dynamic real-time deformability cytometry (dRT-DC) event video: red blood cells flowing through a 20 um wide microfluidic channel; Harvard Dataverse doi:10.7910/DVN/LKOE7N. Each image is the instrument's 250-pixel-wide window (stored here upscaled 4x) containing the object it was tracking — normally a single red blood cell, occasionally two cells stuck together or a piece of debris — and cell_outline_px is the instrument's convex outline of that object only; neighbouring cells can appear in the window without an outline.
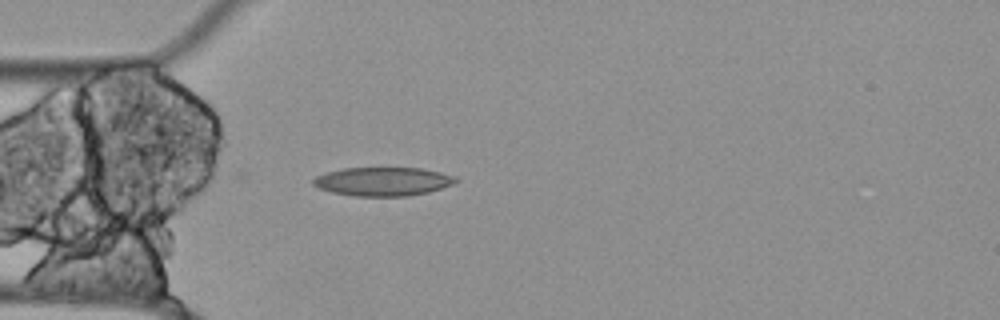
{"species": "Egyptian fruit bat (a non-hibernating species)", "species_latin": "Rousettus aegyptiacus", "temperature_condition": "cold", "stored_images_in_passage": 6, "camera_frame_rate_fps": 3000, "um_per_image_px": 0.085, "animal": {"sex": "female"}, "frame": {"image": 1, "passage_image": 6, "time_ms": 1.667, "image_size_px": [1000, 320], "cell_outline_px": [[460, 180], [452, 184], [428, 192], [408, 196], [352, 196], [332, 192], [320, 188], [312, 184], [312, 180], [316, 176], [328, 172], [344, 168], [420, 168], [440, 172], [456, 176]], "centroid_in_image_um": [32.56, 15.43], "position_along_channel_um": 52.4, "area_um2": 23.76}}